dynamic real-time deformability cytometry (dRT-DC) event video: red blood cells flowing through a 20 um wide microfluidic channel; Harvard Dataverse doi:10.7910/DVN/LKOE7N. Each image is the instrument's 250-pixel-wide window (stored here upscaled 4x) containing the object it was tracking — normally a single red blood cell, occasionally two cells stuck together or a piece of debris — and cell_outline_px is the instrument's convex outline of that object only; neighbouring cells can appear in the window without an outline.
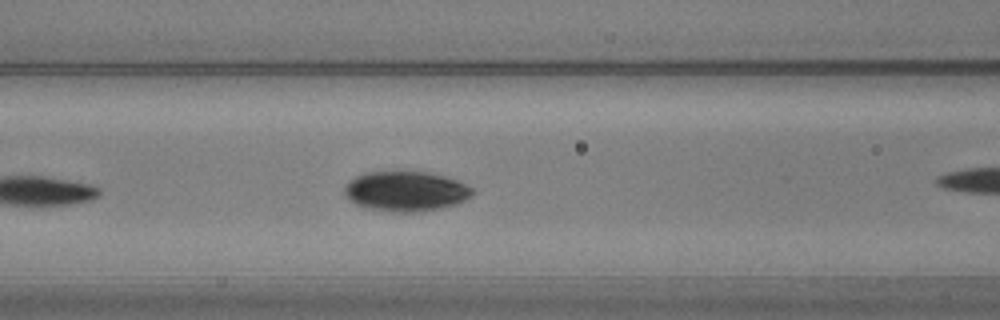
{"species": "common noctule bat (a hibernating species)", "species_latin": "Nyctalus noctula", "temperature_condition": "warm", "stored_images_in_passage": 5, "camera_frame_rate_fps": 3000, "um_per_image_px": 0.085, "animal": {"sex": "male", "body_mass_g": 20.5, "forearm_length_mm": 52.5}, "frame": {"image": 1, "passage_image": 4, "time_ms": 1.0, "image_size_px": [1000, 320], "cell_outline_px": [[476, 192], [472, 196], [456, 204], [440, 208], [416, 212], [392, 212], [364, 208], [348, 200], [344, 192], [344, 188], [356, 176], [368, 172], [428, 172], [444, 176], [456, 180], [472, 188]], "centroid_in_image_um": [34.5, 16.27], "position_along_channel_um": 132.1, "area_um2": 29.71}}